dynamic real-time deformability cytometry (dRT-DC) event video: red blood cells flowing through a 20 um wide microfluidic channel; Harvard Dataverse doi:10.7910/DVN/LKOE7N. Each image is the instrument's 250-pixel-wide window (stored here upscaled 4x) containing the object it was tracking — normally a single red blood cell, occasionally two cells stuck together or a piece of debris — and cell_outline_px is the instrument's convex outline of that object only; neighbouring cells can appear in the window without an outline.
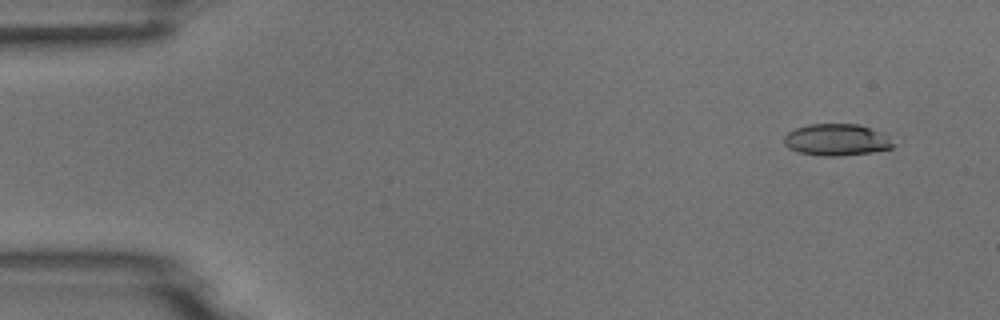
{"species": "common noctule bat (a hibernating species)", "species_latin": "Nyctalus noctula", "temperature_condition": "room temperature", "stored_images_in_passage": 4, "camera_frame_rate_fps": 3000, "um_per_image_px": 0.085, "animal": {"sex": "male", "body_mass_g": 18.8}, "frame": {"image": 1, "passage_image": 1, "time_ms": 0.0, "image_size_px": [1000, 320], "cell_outline_px": [[896, 144], [892, 148], [872, 152], [840, 156], [820, 156], [800, 152], [788, 148], [784, 144], [784, 136], [788, 132], [796, 128], [808, 124], [856, 124], [880, 132], [888, 136]], "centroid_in_image_um": [71.1, 11.89], "position_along_channel_um": 13.9, "area_um2": 20.17}}
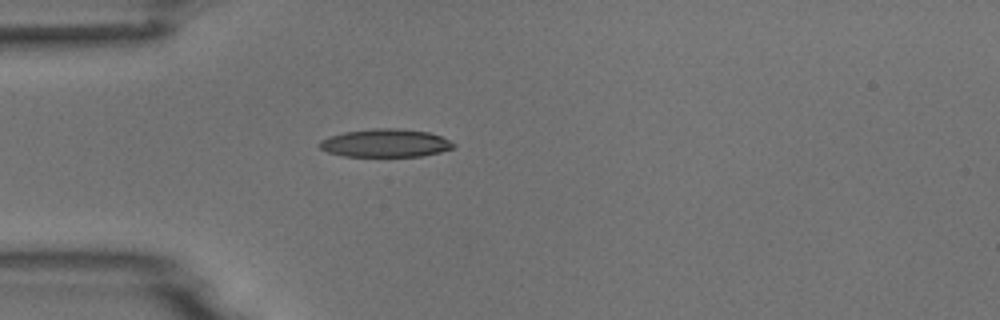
{"frame": {"image": 2, "passage_image": 4, "time_ms": 3.667, "image_size_px": [1000, 320], "cell_outline_px": [[456, 144], [452, 148], [440, 152], [420, 156], [344, 156], [328, 152], [320, 148], [320, 140], [328, 136], [344, 132], [372, 128], [396, 128], [428, 132], [440, 136]], "centroid_in_image_um": [32.74, 12.15], "position_along_channel_um": 52.3, "area_um2": 21.79}}